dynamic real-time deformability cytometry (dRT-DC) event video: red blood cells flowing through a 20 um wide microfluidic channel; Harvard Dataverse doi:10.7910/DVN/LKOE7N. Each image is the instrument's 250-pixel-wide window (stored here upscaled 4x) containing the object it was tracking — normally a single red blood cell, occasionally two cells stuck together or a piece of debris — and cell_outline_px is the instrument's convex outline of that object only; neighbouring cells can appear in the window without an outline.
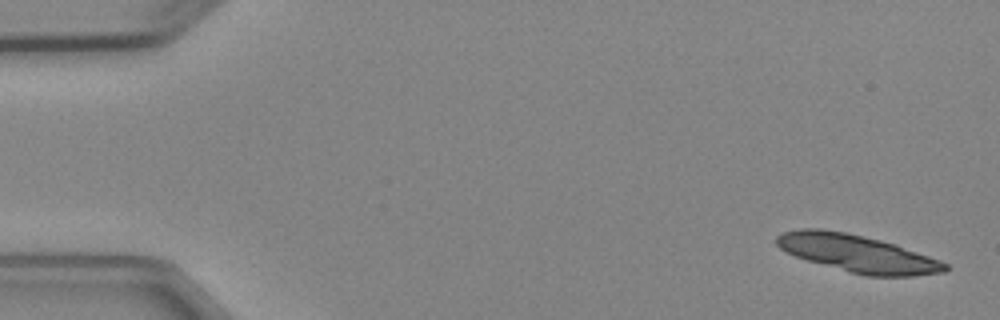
{"species": "Egyptian fruit bat (a non-hibernating species)", "species_latin": "Rousettus aegyptiacus", "temperature_condition": "cold", "stored_images_in_passage": 6, "camera_frame_rate_fps": 3000, "um_per_image_px": 0.085, "animal": {"sex": "female"}, "frame": {"image": 1, "passage_image": 1, "time_ms": 0.0, "image_size_px": [1000, 320], "cell_outline_px": [[952, 268], [944, 272], [912, 276], [864, 276], [808, 260], [796, 256], [780, 248], [776, 244], [776, 236], [784, 232], [800, 228], [820, 228], [844, 232], [880, 240], [896, 244], [940, 260], [948, 264]], "centroid_in_image_um": [72.92, 21.55], "position_along_channel_um": 12.1, "area_um2": 36.47}}